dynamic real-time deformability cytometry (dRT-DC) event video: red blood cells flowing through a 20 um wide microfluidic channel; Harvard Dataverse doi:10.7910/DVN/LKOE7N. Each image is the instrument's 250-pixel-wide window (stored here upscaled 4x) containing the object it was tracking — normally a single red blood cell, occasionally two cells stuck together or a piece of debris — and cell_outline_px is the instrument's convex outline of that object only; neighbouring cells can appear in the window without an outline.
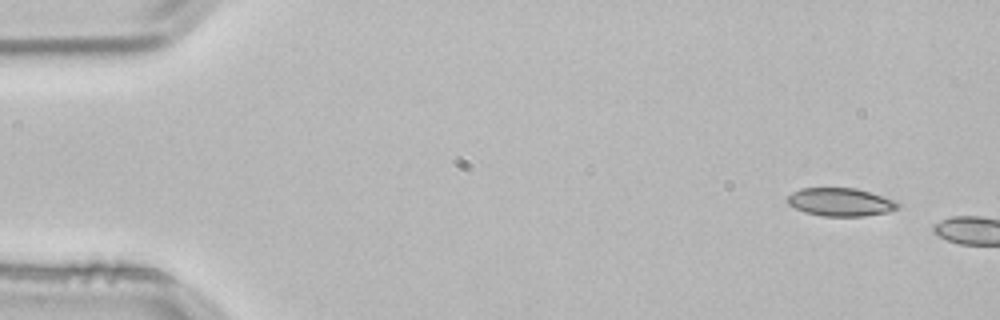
{"species": "common noctule bat (a hibernating species)", "species_latin": "Nyctalus noctula", "temperature_condition": "room temperature", "stored_images_in_passage": 2, "camera_frame_rate_fps": 3000, "um_per_image_px": 0.085, "animal": {"sex": "male", "body_mass_g": 21.5, "forearm_length_mm": 52.0}, "frame": {"image": 1, "passage_image": 1, "time_ms": 0.0, "image_size_px": [1000, 320], "cell_outline_px": [[900, 208], [888, 212], [864, 216], [820, 216], [804, 212], [788, 204], [788, 196], [792, 192], [800, 188], [856, 188], [896, 200], [900, 204]], "centroid_in_image_um": [71.46, 17.18], "position_along_channel_um": 13.5, "area_um2": 18.21}}